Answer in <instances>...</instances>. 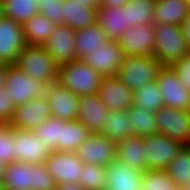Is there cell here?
I'll use <instances>...</instances> for the list:
<instances>
[{"mask_svg": "<svg viewBox=\"0 0 190 190\" xmlns=\"http://www.w3.org/2000/svg\"><path fill=\"white\" fill-rule=\"evenodd\" d=\"M164 107L190 110V91L182 84L178 74L170 66H163L157 78Z\"/></svg>", "mask_w": 190, "mask_h": 190, "instance_id": "cell-10", "label": "cell"}, {"mask_svg": "<svg viewBox=\"0 0 190 190\" xmlns=\"http://www.w3.org/2000/svg\"><path fill=\"white\" fill-rule=\"evenodd\" d=\"M144 145L147 170H165L185 146L160 133L145 137Z\"/></svg>", "mask_w": 190, "mask_h": 190, "instance_id": "cell-5", "label": "cell"}, {"mask_svg": "<svg viewBox=\"0 0 190 190\" xmlns=\"http://www.w3.org/2000/svg\"><path fill=\"white\" fill-rule=\"evenodd\" d=\"M125 57L118 41L109 40L104 47L92 51L83 61L103 77H111L117 76Z\"/></svg>", "mask_w": 190, "mask_h": 190, "instance_id": "cell-16", "label": "cell"}, {"mask_svg": "<svg viewBox=\"0 0 190 190\" xmlns=\"http://www.w3.org/2000/svg\"><path fill=\"white\" fill-rule=\"evenodd\" d=\"M134 91L124 85L117 76L104 77L99 96L109 110L127 111L133 106Z\"/></svg>", "mask_w": 190, "mask_h": 190, "instance_id": "cell-18", "label": "cell"}, {"mask_svg": "<svg viewBox=\"0 0 190 190\" xmlns=\"http://www.w3.org/2000/svg\"><path fill=\"white\" fill-rule=\"evenodd\" d=\"M57 182L45 164H36L35 190H56Z\"/></svg>", "mask_w": 190, "mask_h": 190, "instance_id": "cell-40", "label": "cell"}, {"mask_svg": "<svg viewBox=\"0 0 190 190\" xmlns=\"http://www.w3.org/2000/svg\"><path fill=\"white\" fill-rule=\"evenodd\" d=\"M91 134L78 120H63L62 152H75Z\"/></svg>", "mask_w": 190, "mask_h": 190, "instance_id": "cell-33", "label": "cell"}, {"mask_svg": "<svg viewBox=\"0 0 190 190\" xmlns=\"http://www.w3.org/2000/svg\"><path fill=\"white\" fill-rule=\"evenodd\" d=\"M155 116L158 133L185 146L190 145V110L163 107Z\"/></svg>", "mask_w": 190, "mask_h": 190, "instance_id": "cell-7", "label": "cell"}, {"mask_svg": "<svg viewBox=\"0 0 190 190\" xmlns=\"http://www.w3.org/2000/svg\"><path fill=\"white\" fill-rule=\"evenodd\" d=\"M143 173L115 160L110 166H107L105 190H143Z\"/></svg>", "mask_w": 190, "mask_h": 190, "instance_id": "cell-20", "label": "cell"}, {"mask_svg": "<svg viewBox=\"0 0 190 190\" xmlns=\"http://www.w3.org/2000/svg\"><path fill=\"white\" fill-rule=\"evenodd\" d=\"M2 16V1L0 0V17Z\"/></svg>", "mask_w": 190, "mask_h": 190, "instance_id": "cell-50", "label": "cell"}, {"mask_svg": "<svg viewBox=\"0 0 190 190\" xmlns=\"http://www.w3.org/2000/svg\"><path fill=\"white\" fill-rule=\"evenodd\" d=\"M127 117L134 136L145 138L158 133L155 112L132 106L127 110Z\"/></svg>", "mask_w": 190, "mask_h": 190, "instance_id": "cell-28", "label": "cell"}, {"mask_svg": "<svg viewBox=\"0 0 190 190\" xmlns=\"http://www.w3.org/2000/svg\"><path fill=\"white\" fill-rule=\"evenodd\" d=\"M56 190H85L79 183H60L57 184Z\"/></svg>", "mask_w": 190, "mask_h": 190, "instance_id": "cell-45", "label": "cell"}, {"mask_svg": "<svg viewBox=\"0 0 190 190\" xmlns=\"http://www.w3.org/2000/svg\"><path fill=\"white\" fill-rule=\"evenodd\" d=\"M79 4L86 5L88 7H102V0H76Z\"/></svg>", "mask_w": 190, "mask_h": 190, "instance_id": "cell-47", "label": "cell"}, {"mask_svg": "<svg viewBox=\"0 0 190 190\" xmlns=\"http://www.w3.org/2000/svg\"><path fill=\"white\" fill-rule=\"evenodd\" d=\"M0 190H6L2 183H0Z\"/></svg>", "mask_w": 190, "mask_h": 190, "instance_id": "cell-51", "label": "cell"}, {"mask_svg": "<svg viewBox=\"0 0 190 190\" xmlns=\"http://www.w3.org/2000/svg\"><path fill=\"white\" fill-rule=\"evenodd\" d=\"M126 23L131 27L151 25L154 22L155 0H130L123 7Z\"/></svg>", "mask_w": 190, "mask_h": 190, "instance_id": "cell-29", "label": "cell"}, {"mask_svg": "<svg viewBox=\"0 0 190 190\" xmlns=\"http://www.w3.org/2000/svg\"><path fill=\"white\" fill-rule=\"evenodd\" d=\"M171 67L178 74L181 84L190 91V54L183 56Z\"/></svg>", "mask_w": 190, "mask_h": 190, "instance_id": "cell-42", "label": "cell"}, {"mask_svg": "<svg viewBox=\"0 0 190 190\" xmlns=\"http://www.w3.org/2000/svg\"><path fill=\"white\" fill-rule=\"evenodd\" d=\"M8 69H9L8 64L0 63V90H2L3 87H5Z\"/></svg>", "mask_w": 190, "mask_h": 190, "instance_id": "cell-46", "label": "cell"}, {"mask_svg": "<svg viewBox=\"0 0 190 190\" xmlns=\"http://www.w3.org/2000/svg\"><path fill=\"white\" fill-rule=\"evenodd\" d=\"M99 134L117 143L123 139L134 136L133 132L130 130L127 111L110 110Z\"/></svg>", "mask_w": 190, "mask_h": 190, "instance_id": "cell-30", "label": "cell"}, {"mask_svg": "<svg viewBox=\"0 0 190 190\" xmlns=\"http://www.w3.org/2000/svg\"><path fill=\"white\" fill-rule=\"evenodd\" d=\"M133 106L156 112L164 107L162 93L157 81L148 82L146 85L134 90Z\"/></svg>", "mask_w": 190, "mask_h": 190, "instance_id": "cell-32", "label": "cell"}, {"mask_svg": "<svg viewBox=\"0 0 190 190\" xmlns=\"http://www.w3.org/2000/svg\"><path fill=\"white\" fill-rule=\"evenodd\" d=\"M181 188H182L183 190H190V181H189V182H185V183L181 186Z\"/></svg>", "mask_w": 190, "mask_h": 190, "instance_id": "cell-49", "label": "cell"}, {"mask_svg": "<svg viewBox=\"0 0 190 190\" xmlns=\"http://www.w3.org/2000/svg\"><path fill=\"white\" fill-rule=\"evenodd\" d=\"M34 131L38 134L40 142H43L52 152H62L63 120L51 116Z\"/></svg>", "mask_w": 190, "mask_h": 190, "instance_id": "cell-34", "label": "cell"}, {"mask_svg": "<svg viewBox=\"0 0 190 190\" xmlns=\"http://www.w3.org/2000/svg\"><path fill=\"white\" fill-rule=\"evenodd\" d=\"M166 173L178 185L190 181V146H184L178 156L167 166Z\"/></svg>", "mask_w": 190, "mask_h": 190, "instance_id": "cell-35", "label": "cell"}, {"mask_svg": "<svg viewBox=\"0 0 190 190\" xmlns=\"http://www.w3.org/2000/svg\"><path fill=\"white\" fill-rule=\"evenodd\" d=\"M76 31L67 25H58L43 45L55 62L61 66L77 60L75 50Z\"/></svg>", "mask_w": 190, "mask_h": 190, "instance_id": "cell-17", "label": "cell"}, {"mask_svg": "<svg viewBox=\"0 0 190 190\" xmlns=\"http://www.w3.org/2000/svg\"><path fill=\"white\" fill-rule=\"evenodd\" d=\"M183 35L186 40V44L190 49V12L187 14L185 20L181 24Z\"/></svg>", "mask_w": 190, "mask_h": 190, "instance_id": "cell-43", "label": "cell"}, {"mask_svg": "<svg viewBox=\"0 0 190 190\" xmlns=\"http://www.w3.org/2000/svg\"><path fill=\"white\" fill-rule=\"evenodd\" d=\"M142 182L143 190H183L171 179L166 170H146Z\"/></svg>", "mask_w": 190, "mask_h": 190, "instance_id": "cell-37", "label": "cell"}, {"mask_svg": "<svg viewBox=\"0 0 190 190\" xmlns=\"http://www.w3.org/2000/svg\"><path fill=\"white\" fill-rule=\"evenodd\" d=\"M130 0H102V7H118L122 8Z\"/></svg>", "mask_w": 190, "mask_h": 190, "instance_id": "cell-44", "label": "cell"}, {"mask_svg": "<svg viewBox=\"0 0 190 190\" xmlns=\"http://www.w3.org/2000/svg\"><path fill=\"white\" fill-rule=\"evenodd\" d=\"M108 41V36L97 22L87 28L76 30L75 50L77 59L83 60L92 51L104 47Z\"/></svg>", "mask_w": 190, "mask_h": 190, "instance_id": "cell-26", "label": "cell"}, {"mask_svg": "<svg viewBox=\"0 0 190 190\" xmlns=\"http://www.w3.org/2000/svg\"><path fill=\"white\" fill-rule=\"evenodd\" d=\"M109 111L99 94L82 96L77 120L88 128L92 134H97L102 130Z\"/></svg>", "mask_w": 190, "mask_h": 190, "instance_id": "cell-19", "label": "cell"}, {"mask_svg": "<svg viewBox=\"0 0 190 190\" xmlns=\"http://www.w3.org/2000/svg\"><path fill=\"white\" fill-rule=\"evenodd\" d=\"M97 23L109 40L118 41L131 26L126 23L125 12L118 7L97 8Z\"/></svg>", "mask_w": 190, "mask_h": 190, "instance_id": "cell-23", "label": "cell"}, {"mask_svg": "<svg viewBox=\"0 0 190 190\" xmlns=\"http://www.w3.org/2000/svg\"><path fill=\"white\" fill-rule=\"evenodd\" d=\"M36 164L14 161L6 167L2 184L6 190H35Z\"/></svg>", "mask_w": 190, "mask_h": 190, "instance_id": "cell-21", "label": "cell"}, {"mask_svg": "<svg viewBox=\"0 0 190 190\" xmlns=\"http://www.w3.org/2000/svg\"><path fill=\"white\" fill-rule=\"evenodd\" d=\"M39 13L38 0H2V15L21 25Z\"/></svg>", "mask_w": 190, "mask_h": 190, "instance_id": "cell-31", "label": "cell"}, {"mask_svg": "<svg viewBox=\"0 0 190 190\" xmlns=\"http://www.w3.org/2000/svg\"><path fill=\"white\" fill-rule=\"evenodd\" d=\"M15 66L46 86L58 82L59 65L42 45L27 44L20 53Z\"/></svg>", "mask_w": 190, "mask_h": 190, "instance_id": "cell-2", "label": "cell"}, {"mask_svg": "<svg viewBox=\"0 0 190 190\" xmlns=\"http://www.w3.org/2000/svg\"><path fill=\"white\" fill-rule=\"evenodd\" d=\"M190 54L181 25H155V49L153 56L163 65L172 66L183 56Z\"/></svg>", "mask_w": 190, "mask_h": 190, "instance_id": "cell-3", "label": "cell"}, {"mask_svg": "<svg viewBox=\"0 0 190 190\" xmlns=\"http://www.w3.org/2000/svg\"><path fill=\"white\" fill-rule=\"evenodd\" d=\"M46 85L29 77L17 66L9 65L5 88L15 106L26 104L32 99L45 95Z\"/></svg>", "mask_w": 190, "mask_h": 190, "instance_id": "cell-6", "label": "cell"}, {"mask_svg": "<svg viewBox=\"0 0 190 190\" xmlns=\"http://www.w3.org/2000/svg\"><path fill=\"white\" fill-rule=\"evenodd\" d=\"M103 78L82 59L59 66L58 83L80 97L99 94Z\"/></svg>", "mask_w": 190, "mask_h": 190, "instance_id": "cell-1", "label": "cell"}, {"mask_svg": "<svg viewBox=\"0 0 190 190\" xmlns=\"http://www.w3.org/2000/svg\"><path fill=\"white\" fill-rule=\"evenodd\" d=\"M63 25L73 30L84 29L97 22V8L79 4L76 0H63Z\"/></svg>", "mask_w": 190, "mask_h": 190, "instance_id": "cell-22", "label": "cell"}, {"mask_svg": "<svg viewBox=\"0 0 190 190\" xmlns=\"http://www.w3.org/2000/svg\"><path fill=\"white\" fill-rule=\"evenodd\" d=\"M0 160L7 166L15 161L14 128L10 124L0 129Z\"/></svg>", "mask_w": 190, "mask_h": 190, "instance_id": "cell-38", "label": "cell"}, {"mask_svg": "<svg viewBox=\"0 0 190 190\" xmlns=\"http://www.w3.org/2000/svg\"><path fill=\"white\" fill-rule=\"evenodd\" d=\"M45 96L48 99L52 117L65 121L77 120L81 100L79 95L57 82L46 87Z\"/></svg>", "mask_w": 190, "mask_h": 190, "instance_id": "cell-15", "label": "cell"}, {"mask_svg": "<svg viewBox=\"0 0 190 190\" xmlns=\"http://www.w3.org/2000/svg\"><path fill=\"white\" fill-rule=\"evenodd\" d=\"M15 161L45 164L51 150L40 142L35 131L14 129Z\"/></svg>", "mask_w": 190, "mask_h": 190, "instance_id": "cell-14", "label": "cell"}, {"mask_svg": "<svg viewBox=\"0 0 190 190\" xmlns=\"http://www.w3.org/2000/svg\"><path fill=\"white\" fill-rule=\"evenodd\" d=\"M7 165L0 160V183L3 181L4 174L6 172Z\"/></svg>", "mask_w": 190, "mask_h": 190, "instance_id": "cell-48", "label": "cell"}, {"mask_svg": "<svg viewBox=\"0 0 190 190\" xmlns=\"http://www.w3.org/2000/svg\"><path fill=\"white\" fill-rule=\"evenodd\" d=\"M79 184L85 190H105L107 185V167L84 164Z\"/></svg>", "mask_w": 190, "mask_h": 190, "instance_id": "cell-36", "label": "cell"}, {"mask_svg": "<svg viewBox=\"0 0 190 190\" xmlns=\"http://www.w3.org/2000/svg\"><path fill=\"white\" fill-rule=\"evenodd\" d=\"M75 153L83 164L110 166L117 160V142L99 133L91 134Z\"/></svg>", "mask_w": 190, "mask_h": 190, "instance_id": "cell-9", "label": "cell"}, {"mask_svg": "<svg viewBox=\"0 0 190 190\" xmlns=\"http://www.w3.org/2000/svg\"><path fill=\"white\" fill-rule=\"evenodd\" d=\"M26 45L23 26L2 15L0 17V63L15 65Z\"/></svg>", "mask_w": 190, "mask_h": 190, "instance_id": "cell-8", "label": "cell"}, {"mask_svg": "<svg viewBox=\"0 0 190 190\" xmlns=\"http://www.w3.org/2000/svg\"><path fill=\"white\" fill-rule=\"evenodd\" d=\"M4 124L0 121V129H1V127L3 126Z\"/></svg>", "mask_w": 190, "mask_h": 190, "instance_id": "cell-52", "label": "cell"}, {"mask_svg": "<svg viewBox=\"0 0 190 190\" xmlns=\"http://www.w3.org/2000/svg\"><path fill=\"white\" fill-rule=\"evenodd\" d=\"M190 5L186 0H156L154 24L181 25Z\"/></svg>", "mask_w": 190, "mask_h": 190, "instance_id": "cell-25", "label": "cell"}, {"mask_svg": "<svg viewBox=\"0 0 190 190\" xmlns=\"http://www.w3.org/2000/svg\"><path fill=\"white\" fill-rule=\"evenodd\" d=\"M51 176L60 183H79L84 164L75 152L53 151L45 162Z\"/></svg>", "mask_w": 190, "mask_h": 190, "instance_id": "cell-13", "label": "cell"}, {"mask_svg": "<svg viewBox=\"0 0 190 190\" xmlns=\"http://www.w3.org/2000/svg\"><path fill=\"white\" fill-rule=\"evenodd\" d=\"M163 65L151 55L127 56L120 66L117 77L133 91L148 82L156 81Z\"/></svg>", "mask_w": 190, "mask_h": 190, "instance_id": "cell-4", "label": "cell"}, {"mask_svg": "<svg viewBox=\"0 0 190 190\" xmlns=\"http://www.w3.org/2000/svg\"><path fill=\"white\" fill-rule=\"evenodd\" d=\"M52 116L47 97H37L26 104L16 106L10 125L14 129L34 131Z\"/></svg>", "mask_w": 190, "mask_h": 190, "instance_id": "cell-11", "label": "cell"}, {"mask_svg": "<svg viewBox=\"0 0 190 190\" xmlns=\"http://www.w3.org/2000/svg\"><path fill=\"white\" fill-rule=\"evenodd\" d=\"M144 138L132 136L117 143V160L136 171L145 172Z\"/></svg>", "mask_w": 190, "mask_h": 190, "instance_id": "cell-24", "label": "cell"}, {"mask_svg": "<svg viewBox=\"0 0 190 190\" xmlns=\"http://www.w3.org/2000/svg\"><path fill=\"white\" fill-rule=\"evenodd\" d=\"M26 44L44 45L57 26L44 14L37 13L29 21L22 24Z\"/></svg>", "mask_w": 190, "mask_h": 190, "instance_id": "cell-27", "label": "cell"}, {"mask_svg": "<svg viewBox=\"0 0 190 190\" xmlns=\"http://www.w3.org/2000/svg\"><path fill=\"white\" fill-rule=\"evenodd\" d=\"M16 106L11 101L8 90L3 87L0 90V121L3 124H10L14 118Z\"/></svg>", "mask_w": 190, "mask_h": 190, "instance_id": "cell-41", "label": "cell"}, {"mask_svg": "<svg viewBox=\"0 0 190 190\" xmlns=\"http://www.w3.org/2000/svg\"><path fill=\"white\" fill-rule=\"evenodd\" d=\"M118 43L125 56H153L155 49V24L130 27Z\"/></svg>", "mask_w": 190, "mask_h": 190, "instance_id": "cell-12", "label": "cell"}, {"mask_svg": "<svg viewBox=\"0 0 190 190\" xmlns=\"http://www.w3.org/2000/svg\"><path fill=\"white\" fill-rule=\"evenodd\" d=\"M39 13L44 14L49 20L57 26L63 25L62 7L63 0H38Z\"/></svg>", "mask_w": 190, "mask_h": 190, "instance_id": "cell-39", "label": "cell"}]
</instances>
